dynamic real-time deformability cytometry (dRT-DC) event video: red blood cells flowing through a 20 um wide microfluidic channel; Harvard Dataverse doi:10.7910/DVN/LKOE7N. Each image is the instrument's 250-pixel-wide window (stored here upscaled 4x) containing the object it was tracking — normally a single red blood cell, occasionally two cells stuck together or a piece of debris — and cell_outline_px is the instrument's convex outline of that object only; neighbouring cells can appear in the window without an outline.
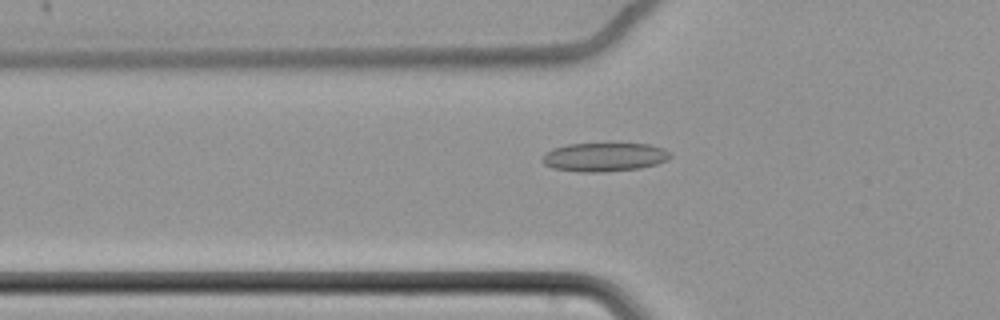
{"species": "common noctule bat (a hibernating species)", "species_latin": "Nyctalus noctula", "temperature_condition": "cold", "stored_images_in_passage": 46, "camera_frame_rate_fps": 3000, "um_per_image_px": 0.085, "animal": {"sex": "female", "body_mass_g": 22.7, "forearm_length_mm": 54.2}, "frame": {"image": 1, "passage_image": 7, "time_ms": 2.0, "image_size_px": [1000, 320], "cell_outline_px": [[672, 156], [668, 160], [656, 164], [640, 168], [604, 172], [580, 172], [552, 168], [544, 164], [540, 160], [552, 148], [568, 144], [648, 144], [664, 148], [672, 152]], "centroid_in_image_um": [51.4, 13.35], "position_along_channel_um": 74.4, "area_um2": 21.5}}
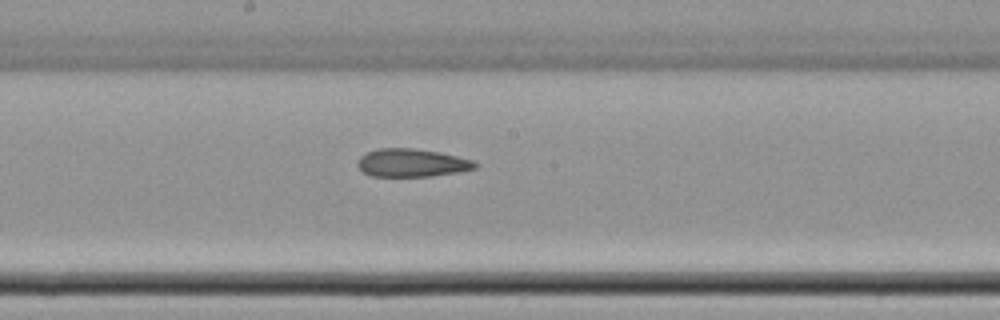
{"frame": {"image": 2, "passage_image": 19, "time_ms": 6.0, "image_size_px": [1000, 320], "cell_outline_px": [[480, 164], [476, 168], [456, 172], [432, 176], [372, 176], [364, 172], [356, 164], [360, 156], [368, 152], [380, 148], [412, 148], [440, 152], [472, 160]], "centroid_in_image_um": [35.01, 13.84], "position_along_channel_um": 213.2, "area_um2": 19.07}}
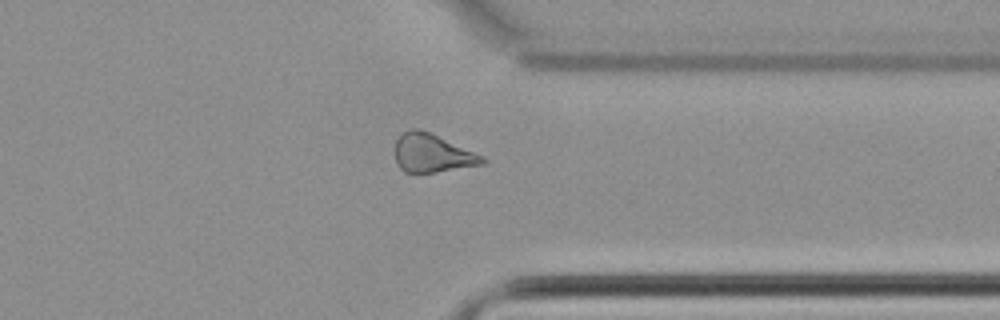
{"frame": {"image": 3, "passage_image": 33, "time_ms": 10.667, "image_size_px": [1000, 320], "cell_outline_px": [[488, 160], [484, 164], [436, 172], [404, 172], [400, 168], [396, 160], [396, 140], [400, 132], [412, 128], [420, 128], [484, 156]], "centroid_in_image_um": [36.74, 13.01], "position_along_channel_um": 374.7, "area_um2": 19.54}, "authors_computed_cell_mechanics": {"area_um2": 20.1144, "velocity_mm_per_s": 3.4832, "shape_relaxation_time_tau1_ms": null, "shape_relaxation_time_tau2_ms": 7.6776, "deformation_change_tau1": null, "deformation_change_tau2": 0.1506}}